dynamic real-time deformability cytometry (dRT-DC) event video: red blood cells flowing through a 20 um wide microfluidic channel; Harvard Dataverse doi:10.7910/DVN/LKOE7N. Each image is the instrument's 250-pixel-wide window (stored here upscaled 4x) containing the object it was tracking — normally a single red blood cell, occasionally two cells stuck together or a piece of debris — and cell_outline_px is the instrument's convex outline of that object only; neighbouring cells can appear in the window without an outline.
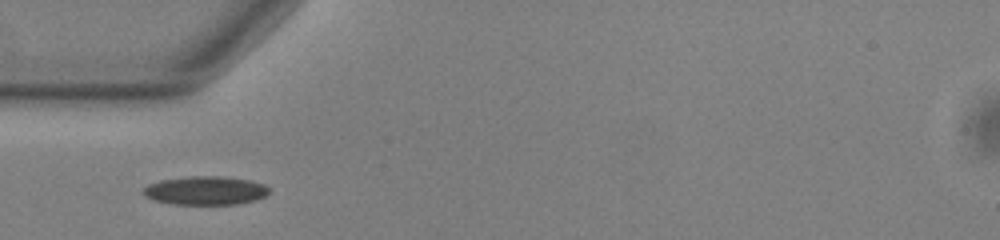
{"species": "common noctule bat (a hibernating species)", "species_latin": "Nyctalus noctula", "temperature_condition": "warm", "stored_images_in_passage": 34, "camera_frame_rate_fps": 3000, "um_per_image_px": 0.085, "animal": {"sex": "male", "body_mass_g": 13.0, "forearm_length_mm": 53.1}, "frame": {"image": 1, "passage_image": 1, "time_ms": 0.0, "image_size_px": [1000, 240], "cell_outline_px": [[272, 192], [256, 200], [236, 204], [172, 204], [152, 200], [144, 196], [144, 188], [148, 184], [160, 180], [192, 176], [220, 176], [248, 180], [264, 184], [272, 188]], "centroid_in_image_um": [17.49, 16.2], "position_along_channel_um": 67.5, "area_um2": 21.1}}
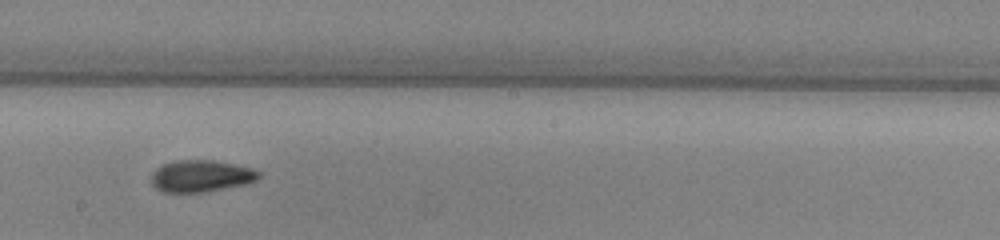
{"frame": {"image": 2, "passage_image": 14, "time_ms": 4.333, "image_size_px": [1000, 240], "cell_outline_px": [[260, 176], [256, 180], [248, 184], [208, 192], [160, 192], [152, 184], [152, 172], [156, 168], [164, 164], [176, 160], [212, 160], [252, 168], [260, 172]], "centroid_in_image_um": [17.09, 14.97], "position_along_channel_um": 231.1, "area_um2": 20.06}}
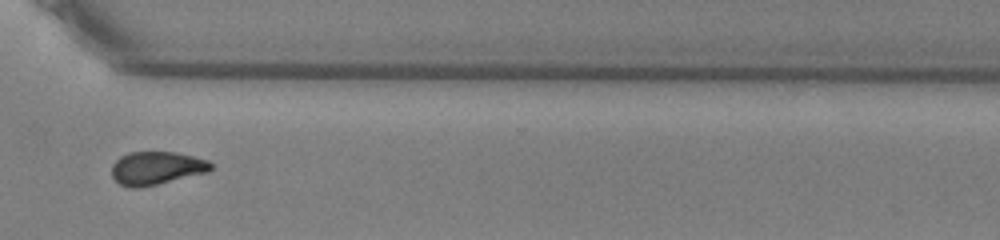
{"frame": {"image": 3, "passage_image": 24, "time_ms": 7.667, "image_size_px": [1000, 240], "cell_outline_px": [[212, 168], [208, 172], [140, 188], [128, 188], [120, 184], [112, 176], [112, 164], [120, 156], [128, 152], [176, 152], [208, 160], [212, 164]], "centroid_in_image_um": [13.28, 14.29], "position_along_channel_um": 357.3, "area_um2": 19.19}, "authors_computed_cell_mechanics": {"area_um2": 19.4497, "velocity_mm_per_s": 3.773, "shape_relaxation_time_tau1_ms": 4.8861, "shape_relaxation_time_tau2_ms": 2.9541, "deformation_change_tau1": 0.1281, "deformation_change_tau2": 0.0827}}